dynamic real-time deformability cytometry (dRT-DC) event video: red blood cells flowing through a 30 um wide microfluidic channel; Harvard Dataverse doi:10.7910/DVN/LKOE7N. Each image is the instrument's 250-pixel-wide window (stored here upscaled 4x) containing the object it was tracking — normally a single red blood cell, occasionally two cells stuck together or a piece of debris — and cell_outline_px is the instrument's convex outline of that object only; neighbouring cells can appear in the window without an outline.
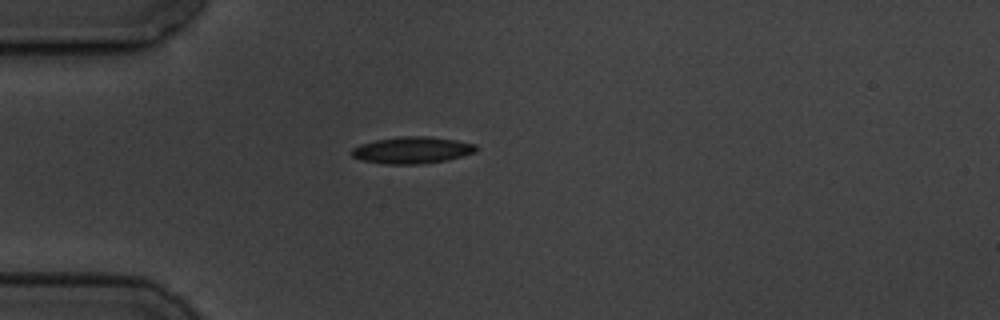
{"species": "common noctule bat (a hibernating species)", "species_latin": "Nyctalus noctula", "temperature_condition": "cold", "stored_images_in_passage": 5, "camera_frame_rate_fps": 3000, "um_per_image_px": 0.085, "animal": {"sex": "male", "body_mass_g": 19.5, "forearm_length_mm": 54.6}, "frame": {"image": 1, "passage_image": 4, "time_ms": 3.667, "image_size_px": [1000, 320], "cell_outline_px": [[476, 152], [444, 160], [416, 164], [384, 164], [360, 160], [352, 156], [352, 148], [360, 144], [376, 140], [400, 136], [428, 136], [456, 140], [476, 144]], "centroid_in_image_um": [34.99, 12.75], "position_along_channel_um": 50.0, "area_um2": 19.25}}